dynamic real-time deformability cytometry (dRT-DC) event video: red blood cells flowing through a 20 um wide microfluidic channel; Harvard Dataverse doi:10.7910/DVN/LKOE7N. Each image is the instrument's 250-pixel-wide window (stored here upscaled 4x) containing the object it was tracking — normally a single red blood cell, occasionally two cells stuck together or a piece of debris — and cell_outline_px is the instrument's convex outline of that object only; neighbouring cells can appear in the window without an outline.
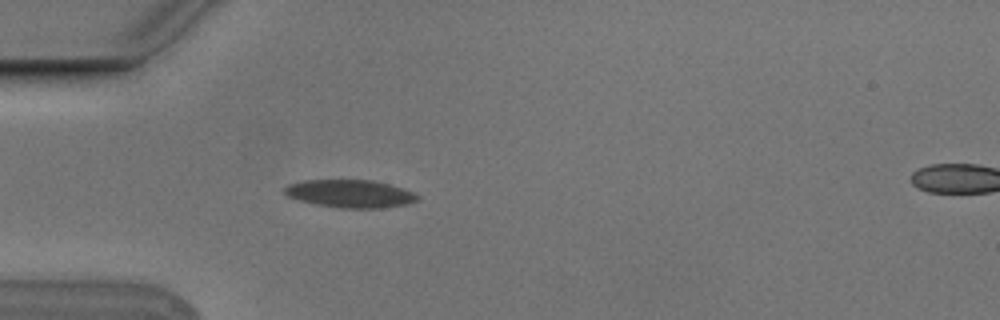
{"species": "Egyptian fruit bat (a non-hibernating species)", "species_latin": "Rousettus aegyptiacus", "temperature_condition": "cold", "stored_images_in_passage": 4, "camera_frame_rate_fps": 3000, "um_per_image_px": 0.085, "animal": {"sex": "male"}, "frame": {"image": 1, "passage_image": 3, "time_ms": 0.667, "image_size_px": [1000, 320], "cell_outline_px": [[420, 200], [408, 204], [384, 208], [340, 208], [316, 204], [300, 200], [288, 196], [284, 192], [284, 188], [288, 184], [304, 180], [372, 180], [388, 184], [412, 192], [420, 196]], "centroid_in_image_um": [29.78, 16.47], "position_along_channel_um": 55.2, "area_um2": 21.5}}